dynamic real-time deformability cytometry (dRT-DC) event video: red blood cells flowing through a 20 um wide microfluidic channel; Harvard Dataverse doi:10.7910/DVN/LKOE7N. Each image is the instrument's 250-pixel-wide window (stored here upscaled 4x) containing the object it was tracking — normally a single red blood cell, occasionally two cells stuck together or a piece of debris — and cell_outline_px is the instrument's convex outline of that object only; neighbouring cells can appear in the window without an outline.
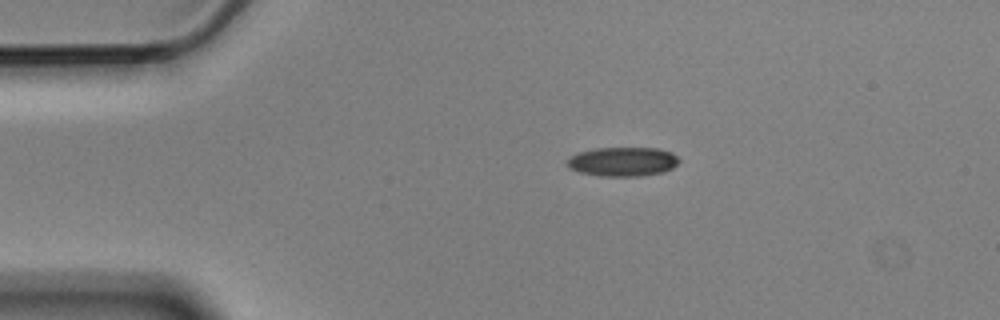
{"species": "Egyptian fruit bat (a non-hibernating species)", "species_latin": "Rousettus aegyptiacus", "temperature_condition": "cold", "stored_images_in_passage": 4, "camera_frame_rate_fps": 3000, "um_per_image_px": 0.085, "animal": {"sex": "male"}, "frame": {"image": 1, "passage_image": 1, "time_ms": 0.0, "image_size_px": [1000, 320], "cell_outline_px": [[680, 160], [672, 168], [660, 172], [640, 176], [604, 176], [580, 172], [568, 168], [568, 160], [572, 156], [580, 152], [596, 148], [656, 148], [672, 152]], "centroid_in_image_um": [52.94, 13.73], "position_along_channel_um": 32.1, "area_um2": 18.73}}
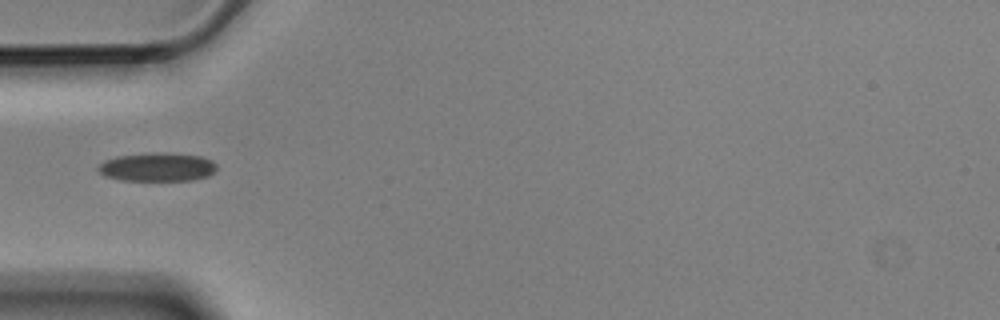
{"frame": {"image": 2, "passage_image": 3, "time_ms": 0.667, "image_size_px": [1000, 320], "cell_outline_px": [[216, 168], [208, 176], [192, 180], [120, 180], [104, 176], [96, 168], [104, 160], [116, 156], [160, 152], [164, 152], [200, 156], [212, 160], [216, 164]], "centroid_in_image_um": [13.35, 14.19], "position_along_channel_um": 71.7, "area_um2": 19.71}}
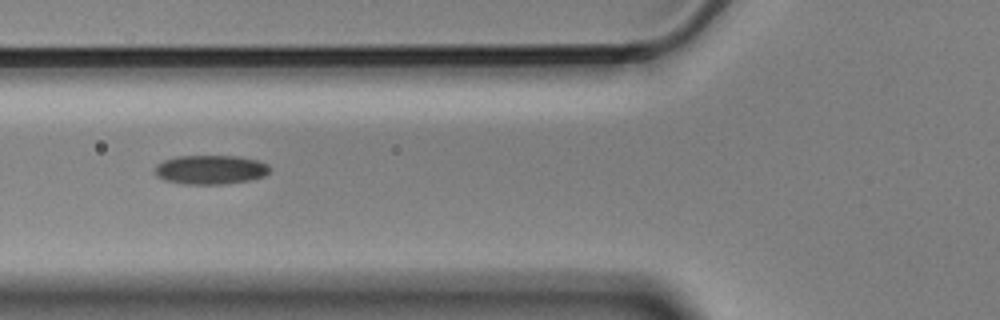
{"frame": {"image": 3, "passage_image": 4, "time_ms": 1.0, "image_size_px": [1000, 320], "cell_outline_px": [[268, 172], [264, 176], [248, 180], [224, 184], [184, 184], [164, 180], [156, 176], [152, 172], [156, 164], [164, 160], [176, 156], [240, 156], [256, 160], [268, 164]], "centroid_in_image_um": [17.82, 14.42], "position_along_channel_um": 108.0, "area_um2": 19.59}}